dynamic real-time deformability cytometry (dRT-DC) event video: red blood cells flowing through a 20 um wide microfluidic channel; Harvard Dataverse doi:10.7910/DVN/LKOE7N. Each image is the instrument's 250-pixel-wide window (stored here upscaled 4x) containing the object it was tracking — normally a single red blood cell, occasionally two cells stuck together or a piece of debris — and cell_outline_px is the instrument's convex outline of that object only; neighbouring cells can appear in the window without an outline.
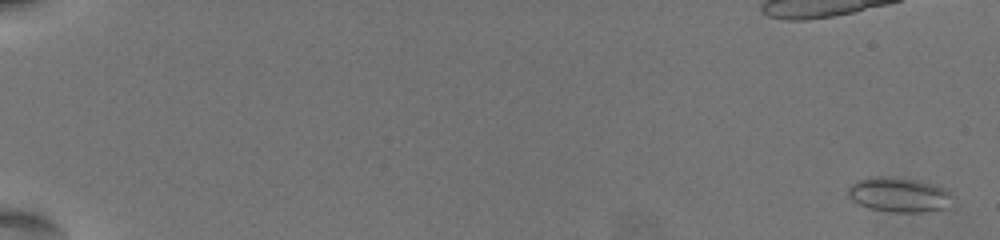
{"species": "common noctule bat (a hibernating species)", "species_latin": "Nyctalus noctula", "temperature_condition": "warm", "stored_images_in_passage": 29, "camera_frame_rate_fps": 3000, "um_per_image_px": 0.085, "animal": {"sex": "female", "body_mass_g": 19.5, "forearm_length_mm": 54.1}, "frame": {"image": 1, "passage_image": 2, "time_ms": 0.333, "image_size_px": [1000, 240], "cell_outline_px": [[956, 196], [944, 208], [920, 212], [892, 212], [872, 208], [856, 204], [848, 196], [848, 188], [856, 180], [876, 176], [880, 176], [912, 180], [944, 188], [952, 192]], "centroid_in_image_um": [76.39, 16.56], "position_along_channel_um": 8.6, "area_um2": 20.81}}
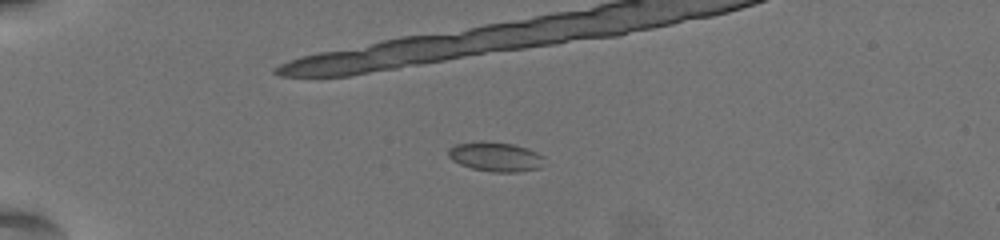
{"frame": {"image": 2, "passage_image": 19, "time_ms": 6.0, "image_size_px": [1000, 240], "cell_outline_px": [[544, 156], [540, 168], [516, 172], [492, 172], [472, 168], [460, 164], [452, 160], [448, 156], [448, 148], [456, 144], [480, 140], [512, 144], [528, 148]], "centroid_in_image_um": [42.09, 13.31], "position_along_channel_um": 42.9, "area_um2": 16.53}}